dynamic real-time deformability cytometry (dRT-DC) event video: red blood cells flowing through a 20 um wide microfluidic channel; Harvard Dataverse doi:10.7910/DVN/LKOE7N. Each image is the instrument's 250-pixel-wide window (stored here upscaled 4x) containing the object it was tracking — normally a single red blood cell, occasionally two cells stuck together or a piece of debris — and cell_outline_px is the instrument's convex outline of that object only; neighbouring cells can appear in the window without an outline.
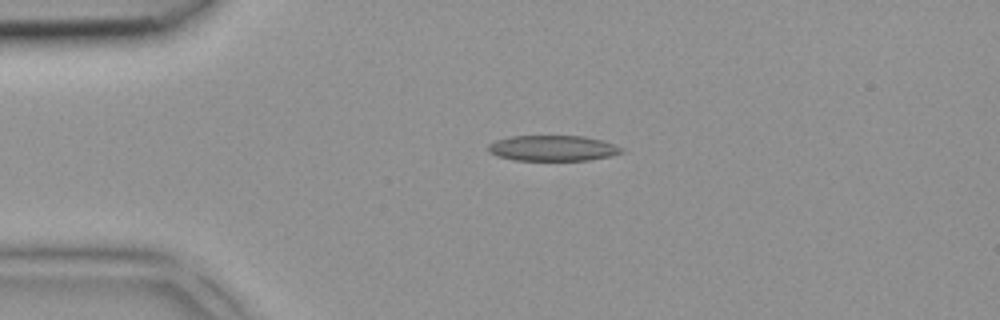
{"species": "common noctule bat (a hibernating species)", "species_latin": "Nyctalus noctula", "temperature_condition": "room temperature", "stored_images_in_passage": 3, "camera_frame_rate_fps": 3000, "um_per_image_px": 0.085, "animal": {"sex": "female", "body_mass_g": 18.4}, "frame": {"image": 1, "passage_image": 2, "time_ms": 0.333, "image_size_px": [1000, 320], "cell_outline_px": [[624, 152], [612, 156], [588, 160], [512, 160], [496, 156], [488, 152], [488, 144], [496, 140], [508, 136], [584, 136], [600, 140], [624, 148]], "centroid_in_image_um": [46.96, 12.6], "position_along_channel_um": 38.0, "area_um2": 20.0}}